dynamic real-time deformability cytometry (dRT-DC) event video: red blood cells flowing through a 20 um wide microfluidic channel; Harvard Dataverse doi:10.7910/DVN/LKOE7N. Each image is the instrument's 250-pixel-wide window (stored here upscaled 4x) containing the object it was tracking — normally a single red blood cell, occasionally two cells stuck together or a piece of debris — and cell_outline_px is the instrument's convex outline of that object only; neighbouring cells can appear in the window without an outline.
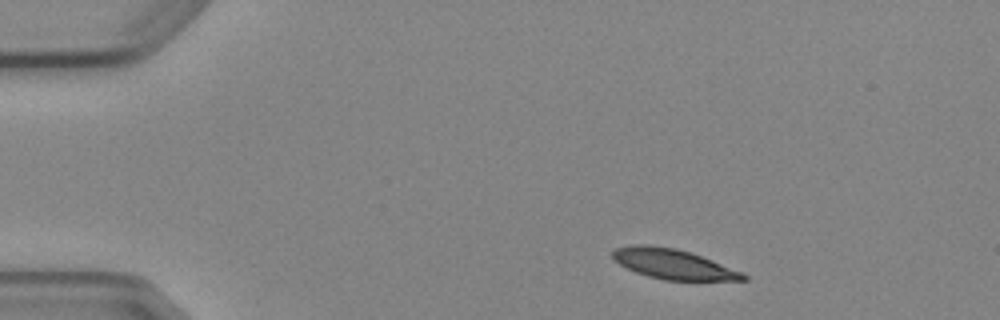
{"species": "Egyptian fruit bat (a non-hibernating species)", "species_latin": "Rousettus aegyptiacus", "temperature_condition": "cold", "stored_images_in_passage": 3, "camera_frame_rate_fps": 3000, "um_per_image_px": 0.085, "animal": {"sex": "female"}, "frame": {"image": 1, "passage_image": 1, "time_ms": 0.0, "image_size_px": [1000, 320], "cell_outline_px": [[748, 280], [664, 280], [648, 276], [636, 272], [612, 260], [612, 252], [616, 248], [636, 244], [648, 244], [676, 248], [692, 252], [712, 260], [740, 272], [748, 276]], "centroid_in_image_um": [57.18, 22.43], "position_along_channel_um": 27.8, "area_um2": 22.72}}